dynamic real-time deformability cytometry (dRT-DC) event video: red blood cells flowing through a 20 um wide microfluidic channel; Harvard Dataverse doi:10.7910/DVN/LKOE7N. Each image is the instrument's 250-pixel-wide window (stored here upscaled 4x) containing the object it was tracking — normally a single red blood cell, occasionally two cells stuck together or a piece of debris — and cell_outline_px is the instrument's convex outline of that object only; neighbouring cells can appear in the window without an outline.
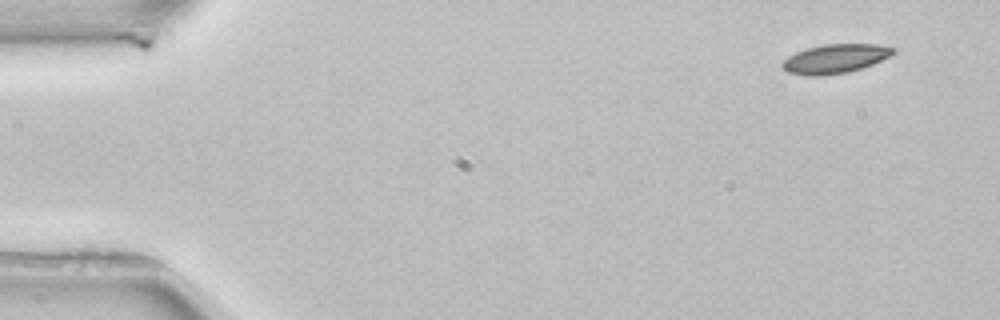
{"species": "common noctule bat (a hibernating species)", "species_latin": "Nyctalus noctula", "temperature_condition": "room temperature", "stored_images_in_passage": 3, "camera_frame_rate_fps": 3000, "um_per_image_px": 0.085, "animal": {"sex": "female", "body_mass_g": 22.7, "forearm_length_mm": 54.2}, "frame": {"image": 1, "passage_image": 1, "time_ms": 0.0, "image_size_px": [1000, 320], "cell_outline_px": [[896, 52], [872, 64], [848, 72], [816, 76], [808, 76], [788, 72], [780, 64], [788, 56], [796, 52], [808, 48], [824, 44], [876, 44], [896, 48]], "centroid_in_image_um": [70.97, 4.98], "position_along_channel_um": 14.0, "area_um2": 18.55}}
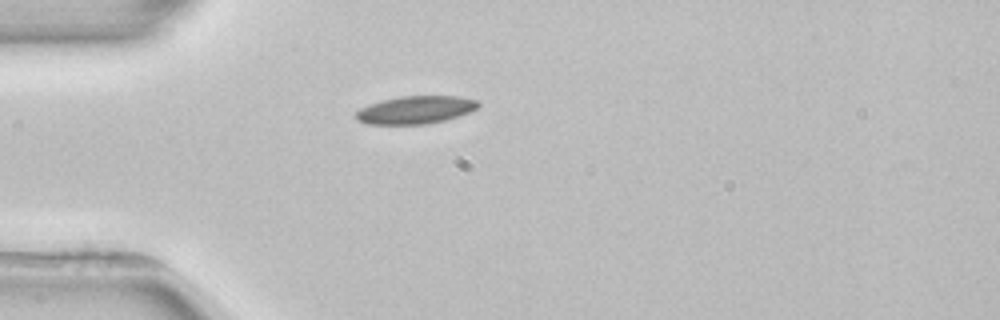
{"frame": {"image": 2, "passage_image": 3, "time_ms": 3.667, "image_size_px": [1000, 320], "cell_outline_px": [[480, 104], [476, 108], [468, 112], [444, 120], [424, 124], [364, 124], [356, 120], [356, 112], [360, 108], [368, 104], [380, 100], [400, 96], [456, 96], [476, 100]], "centroid_in_image_um": [35.24, 9.33], "position_along_channel_um": 49.8, "area_um2": 19.71}}